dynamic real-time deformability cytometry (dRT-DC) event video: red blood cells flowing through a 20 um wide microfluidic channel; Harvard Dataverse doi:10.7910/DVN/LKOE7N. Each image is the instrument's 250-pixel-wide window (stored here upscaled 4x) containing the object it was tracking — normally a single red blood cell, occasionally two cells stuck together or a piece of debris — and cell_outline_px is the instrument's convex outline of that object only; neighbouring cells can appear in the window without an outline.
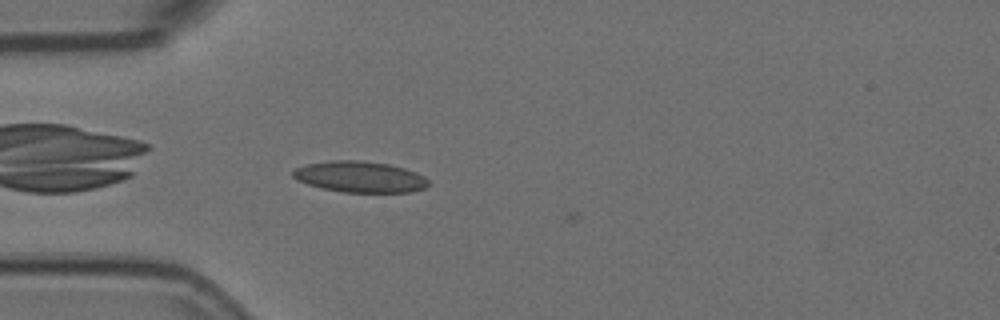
{"species": "Egyptian fruit bat (a non-hibernating species)", "species_latin": "Rousettus aegyptiacus", "temperature_condition": "room temperature", "stored_images_in_passage": 41, "camera_frame_rate_fps": 3000, "um_per_image_px": 0.085, "animal": {"sex": "female"}, "frame": {"image": 1, "passage_image": 4, "time_ms": 1.0, "image_size_px": [1000, 320], "cell_outline_px": [[428, 184], [424, 188], [412, 192], [344, 192], [320, 188], [296, 180], [292, 176], [292, 172], [296, 168], [308, 164], [332, 160], [364, 160], [388, 164], [404, 168], [416, 172], [424, 176], [428, 180]], "centroid_in_image_um": [30.59, 15.03], "position_along_channel_um": 54.4, "area_um2": 24.57}}
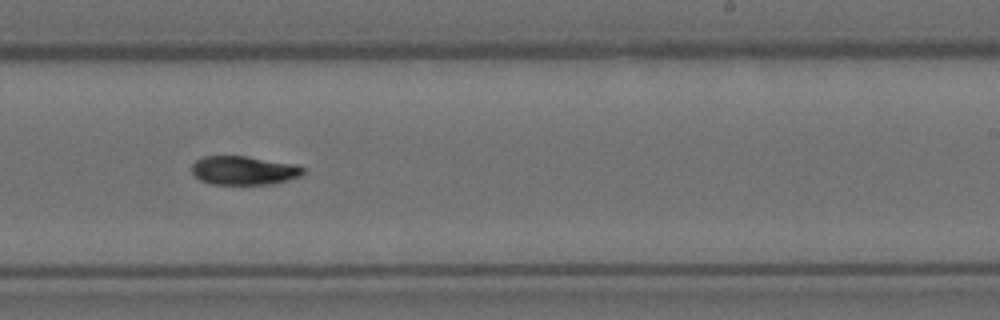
{"frame": {"image": 2, "passage_image": 20, "time_ms": 6.333, "image_size_px": [1000, 320], "cell_outline_px": [[304, 172], [300, 176], [288, 180], [272, 184], [212, 184], [200, 180], [192, 172], [192, 164], [196, 160], [204, 156], [248, 156], [296, 164], [304, 168]], "centroid_in_image_um": [20.74, 14.48], "position_along_channel_um": 268.3, "area_um2": 18.73}}
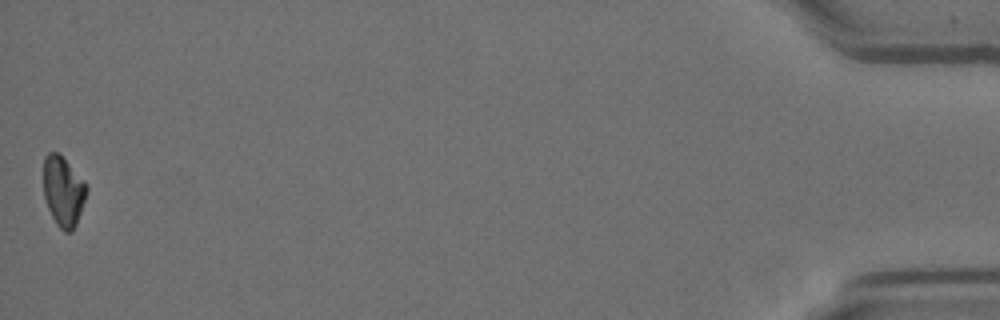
{"frame": {"image": 3, "passage_image": 41, "time_ms": 13.333, "image_size_px": [1000, 320], "cell_outline_px": [[88, 192], [76, 224], [72, 232], [64, 232], [56, 224], [48, 208], [44, 196], [44, 156], [48, 152], [56, 152], [88, 184]], "centroid_in_image_um": [5.39, 16.28], "position_along_channel_um": 429.8, "area_um2": 17.46}, "authors_computed_cell_mechanics": {"area_um2": 18.785, "velocity_mm_per_s": 3.7139, "shape_relaxation_time_tau1_ms": 5.4414, "shape_relaxation_time_tau2_ms": null, "deformation_change_tau1": 0.1593, "deformation_change_tau2": null}}